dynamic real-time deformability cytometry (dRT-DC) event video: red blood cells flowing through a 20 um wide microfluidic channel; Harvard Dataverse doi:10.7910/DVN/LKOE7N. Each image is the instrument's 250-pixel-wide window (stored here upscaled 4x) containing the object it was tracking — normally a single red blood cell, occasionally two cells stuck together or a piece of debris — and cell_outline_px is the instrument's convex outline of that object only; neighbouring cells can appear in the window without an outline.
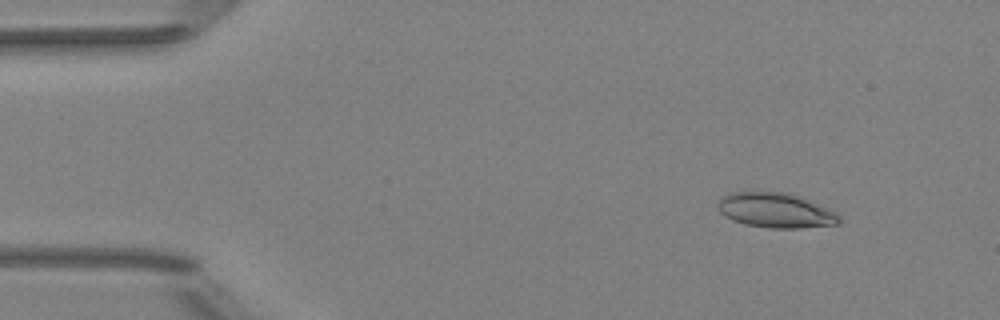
{"species": "Egyptian fruit bat (a non-hibernating species)", "species_latin": "Rousettus aegyptiacus", "temperature_condition": "room temperature", "stored_images_in_passage": 50, "camera_frame_rate_fps": 3000, "um_per_image_px": 0.085, "animal": {"sex": "female"}, "frame": {"image": 1, "passage_image": 5, "time_ms": 1.333, "image_size_px": [1000, 320], "cell_outline_px": [[840, 224], [800, 228], [768, 228], [744, 224], [732, 220], [724, 216], [716, 208], [716, 204], [720, 196], [732, 192], [784, 192], [800, 196], [828, 208], [840, 216]], "centroid_in_image_um": [65.89, 17.88], "position_along_channel_um": 19.1, "area_um2": 24.91}}
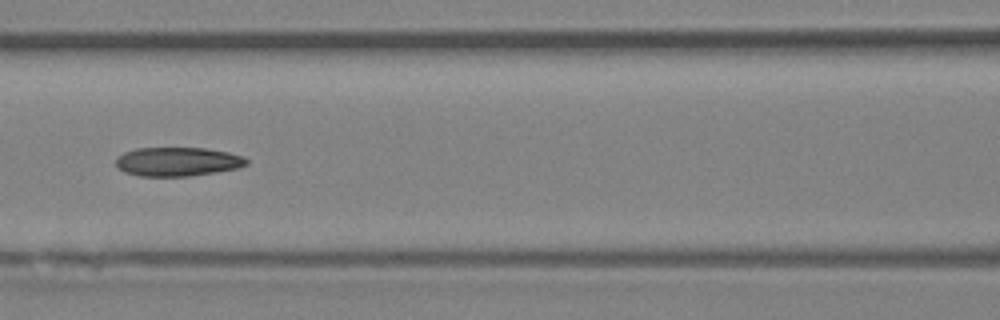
{"frame": {"image": 2, "passage_image": 22, "time_ms": 7.0, "image_size_px": [1000, 320], "cell_outline_px": [[248, 164], [240, 168], [216, 172], [188, 176], [140, 176], [124, 172], [116, 168], [116, 156], [124, 152], [136, 148], [204, 148], [228, 152], [244, 156], [248, 160]], "centroid_in_image_um": [15.09, 13.74], "position_along_channel_um": 151.5, "area_um2": 22.25}}
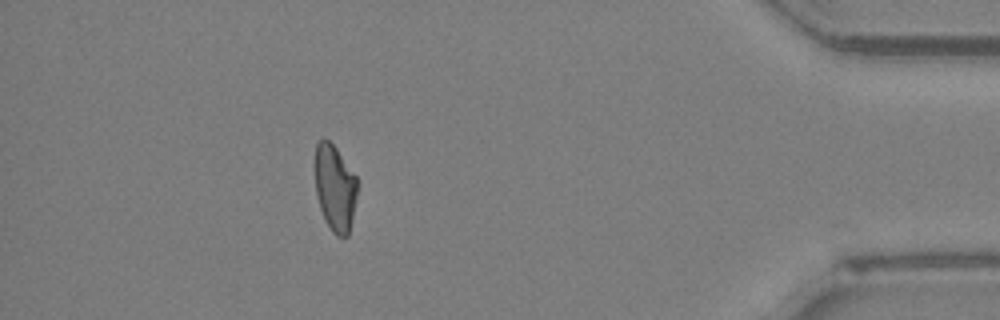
{"frame": {"image": 3, "passage_image": 45, "time_ms": 14.667, "image_size_px": [1000, 320], "cell_outline_px": [[360, 184], [348, 236], [336, 236], [332, 232], [324, 220], [320, 208], [316, 192], [316, 144], [324, 136], [336, 148], [360, 180]], "centroid_in_image_um": [28.51, 15.98], "position_along_channel_um": 406.7, "area_um2": 21.62}, "authors_computed_cell_mechanics": {"area_um2": 22.4264, "velocity_mm_per_s": 4.0044, "shape_relaxation_time_tau1_ms": null, "shape_relaxation_time_tau2_ms": 5.7467, "deformation_change_tau1": null, "deformation_change_tau2": 0.1419}}